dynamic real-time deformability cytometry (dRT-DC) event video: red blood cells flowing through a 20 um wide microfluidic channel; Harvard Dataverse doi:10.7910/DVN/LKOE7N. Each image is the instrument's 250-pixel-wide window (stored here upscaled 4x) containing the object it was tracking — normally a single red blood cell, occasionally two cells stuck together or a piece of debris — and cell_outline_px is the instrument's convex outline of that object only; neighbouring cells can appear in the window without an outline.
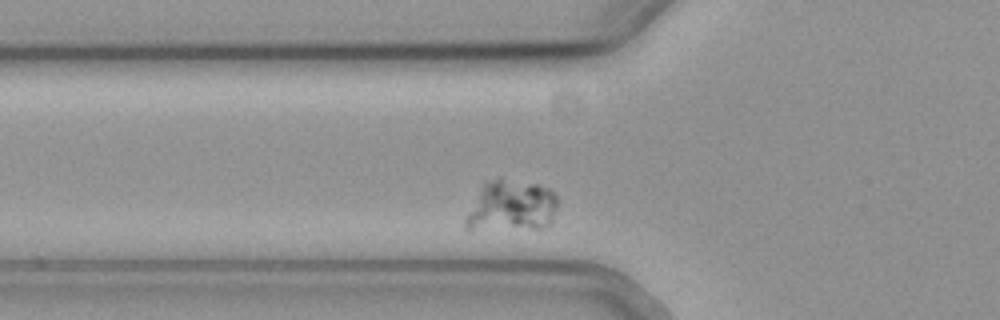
{"species": "common noctule bat (a hibernating species)", "species_latin": "Nyctalus noctula", "temperature_condition": "cold", "stored_images_in_passage": 10, "camera_frame_rate_fps": 3000, "um_per_image_px": 0.085, "animal": {"sex": "female", "body_mass_g": 19.3, "forearm_length_mm": 54.1}, "frame": {"image": 1, "passage_image": 4, "time_ms": 1.0, "image_size_px": [1000, 320], "cell_outline_px": [[556, 208], [552, 224], [544, 228], [468, 232], [464, 228], [464, 220], [484, 180], [500, 176], [536, 184], [552, 188], [556, 192]], "centroid_in_image_um": [43.43, 17.53], "position_along_channel_um": 82.4, "area_um2": 28.96}}
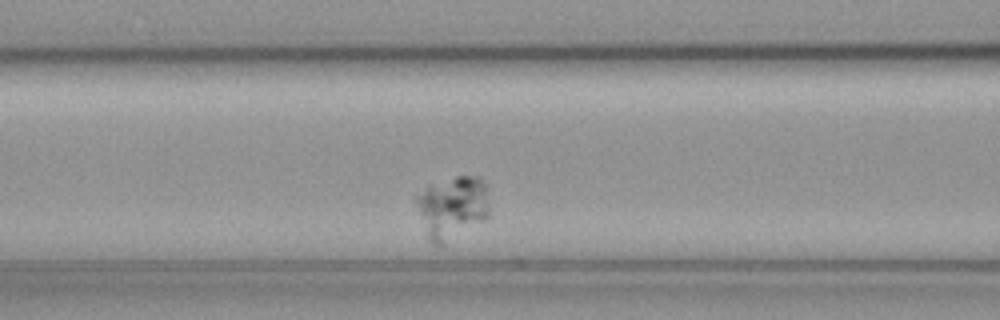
{"frame": {"image": 2, "passage_image": 8, "time_ms": 2.333, "image_size_px": [1000, 320], "cell_outline_px": [[488, 216], [484, 220], [444, 248], [440, 248], [432, 244], [428, 236], [416, 200], [416, 196], [428, 184], [456, 176], [480, 176], [484, 180], [488, 188]], "centroid_in_image_um": [38.49, 17.66], "position_along_channel_um": 128.1, "area_um2": 27.28}}